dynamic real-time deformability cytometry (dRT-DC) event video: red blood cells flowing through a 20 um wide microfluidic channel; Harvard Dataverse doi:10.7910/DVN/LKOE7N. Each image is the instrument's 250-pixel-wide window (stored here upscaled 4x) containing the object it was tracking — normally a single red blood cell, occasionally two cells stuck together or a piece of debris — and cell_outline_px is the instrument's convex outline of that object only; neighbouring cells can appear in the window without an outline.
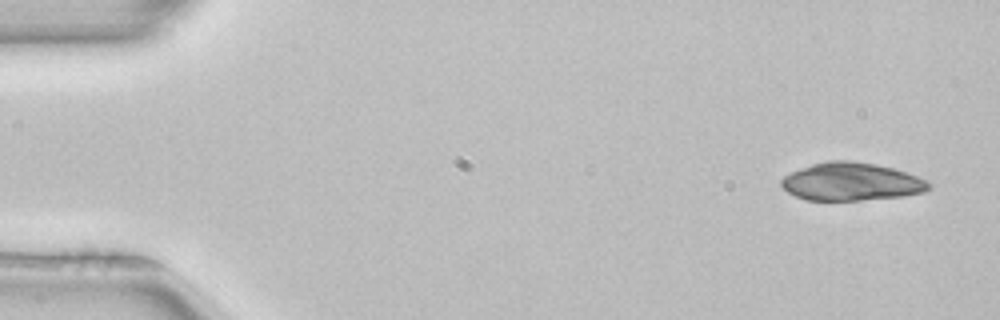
{"species": "common noctule bat (a hibernating species)", "species_latin": "Nyctalus noctula", "temperature_condition": "room temperature", "stored_images_in_passage": 3, "camera_frame_rate_fps": 3000, "um_per_image_px": 0.085, "animal": {"sex": "female", "body_mass_g": 22.7, "forearm_length_mm": 54.2}, "frame": {"image": 1, "passage_image": 1, "time_ms": 0.0, "image_size_px": [1000, 320], "cell_outline_px": [[932, 184], [924, 192], [904, 196], [860, 200], [808, 200], [796, 196], [788, 192], [780, 184], [780, 180], [784, 176], [792, 172], [812, 164], [828, 160], [852, 160], [876, 164], [892, 168], [916, 176]], "centroid_in_image_um": [72.34, 15.44], "position_along_channel_um": 12.7, "area_um2": 32.37}}